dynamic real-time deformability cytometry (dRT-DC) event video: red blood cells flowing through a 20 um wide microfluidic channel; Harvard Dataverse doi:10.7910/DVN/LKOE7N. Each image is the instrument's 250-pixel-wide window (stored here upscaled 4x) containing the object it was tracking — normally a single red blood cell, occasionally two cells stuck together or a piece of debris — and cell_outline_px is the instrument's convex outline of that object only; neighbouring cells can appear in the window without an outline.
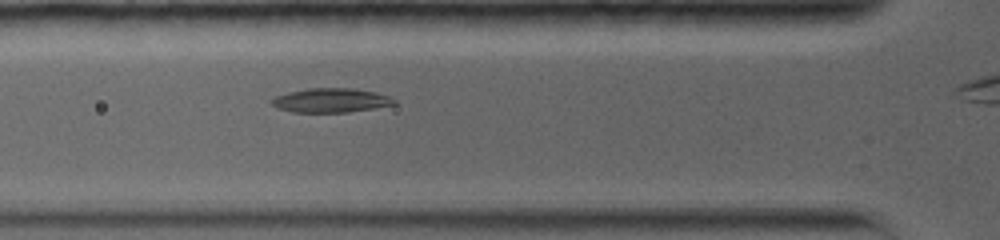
{"species": "common noctule bat (a hibernating species)", "species_latin": "Nyctalus noctula", "temperature_condition": "warm", "stored_images_in_passage": 4, "segment_of_instrument_passage": [1, 2], "camera_frame_rate_fps": 5000, "um_per_image_px": 0.085, "animal": {"sex": "female", "body_mass_g": 19.0, "forearm_length_mm": 56.7}, "frame": {"image": 1, "passage_image": 2, "time_ms": 0.6, "image_size_px": [1000, 240], "cell_outline_px": [[396, 104], [348, 112], [292, 112], [280, 108], [272, 104], [272, 100], [276, 96], [288, 92], [308, 88], [352, 88], [376, 92], [388, 96], [396, 100]], "centroid_in_image_um": [28.14, 8.52], "position_along_channel_um": 97.7, "area_um2": 17.05}}
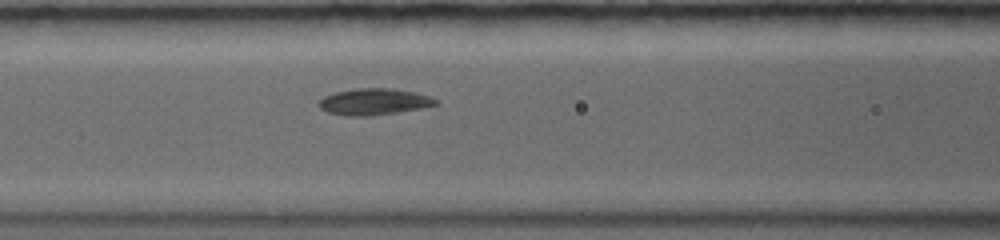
{"frame": {"image": 2, "passage_image": 3, "time_ms": 1.6, "image_size_px": [1000, 240], "cell_outline_px": [[440, 104], [400, 112], [372, 116], [344, 116], [328, 112], [320, 108], [316, 104], [324, 96], [336, 92], [356, 88], [392, 88], [412, 92], [428, 96], [440, 100]], "centroid_in_image_um": [31.78, 8.66], "position_along_channel_um": 134.8, "area_um2": 18.15}}